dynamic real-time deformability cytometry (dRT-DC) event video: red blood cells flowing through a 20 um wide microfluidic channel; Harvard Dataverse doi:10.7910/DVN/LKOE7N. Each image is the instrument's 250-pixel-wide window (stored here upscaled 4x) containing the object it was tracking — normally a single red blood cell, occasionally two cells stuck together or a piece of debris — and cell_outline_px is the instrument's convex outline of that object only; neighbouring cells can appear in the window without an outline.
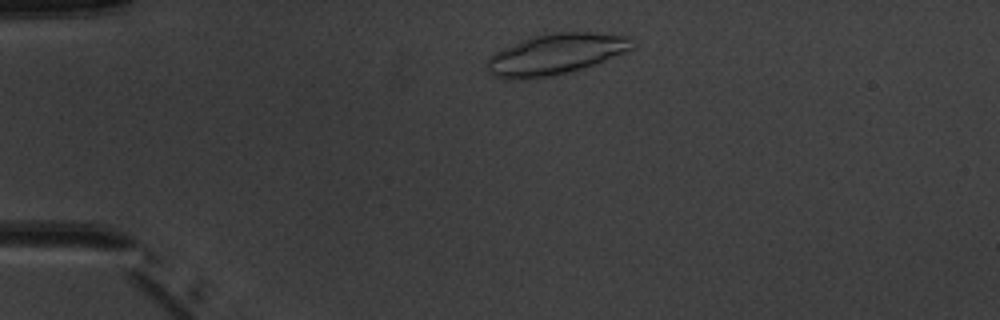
{"species": "common noctule bat (a hibernating species)", "species_latin": "Nyctalus noctula", "temperature_condition": "warm", "stored_images_in_passage": 2, "camera_frame_rate_fps": 3000, "um_per_image_px": 0.085, "animal": {"sex": "male", "body_mass_g": 20.1, "forearm_length_mm": 53.5}, "frame": {"image": 1, "passage_image": 1, "time_ms": 0.0, "image_size_px": [1000, 320], "cell_outline_px": [[632, 48], [624, 52], [584, 68], [548, 76], [524, 80], [512, 80], [492, 76], [484, 68], [484, 64], [488, 56], [528, 36], [556, 32], [588, 32], [632, 36]], "centroid_in_image_um": [47.14, 4.61], "position_along_channel_um": 37.9, "area_um2": 34.74}}